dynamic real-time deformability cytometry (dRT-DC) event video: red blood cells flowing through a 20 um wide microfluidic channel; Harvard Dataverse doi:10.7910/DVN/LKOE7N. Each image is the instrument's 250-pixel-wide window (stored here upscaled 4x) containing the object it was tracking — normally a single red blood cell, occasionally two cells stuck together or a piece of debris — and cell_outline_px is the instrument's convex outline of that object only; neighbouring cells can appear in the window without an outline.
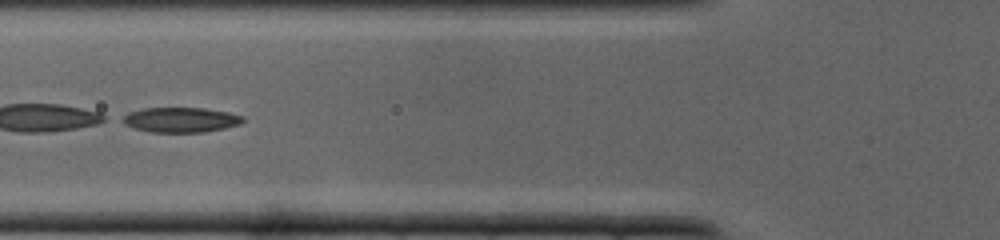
{"species": "common noctule bat (a hibernating species)", "species_latin": "Nyctalus noctula", "temperature_condition": "cold", "stored_images_in_passage": 26, "segment_of_instrument_passage": [2, 2], "camera_frame_rate_fps": 3000, "um_per_image_px": 0.085, "animal": {"sex": "male", "body_mass_g": 19.0, "forearm_length_mm": 50.8}, "frame": {"image": 1, "passage_image": 13, "time_ms": 4.0, "image_size_px": [1000, 240], "cell_outline_px": [[244, 120], [240, 124], [224, 128], [204, 132], [152, 132], [136, 128], [124, 124], [116, 120], [120, 116], [128, 112], [144, 108], [204, 108], [228, 112], [244, 116]], "centroid_in_image_um": [15.3, 10.18], "position_along_channel_um": 110.5, "area_um2": 17.69}}
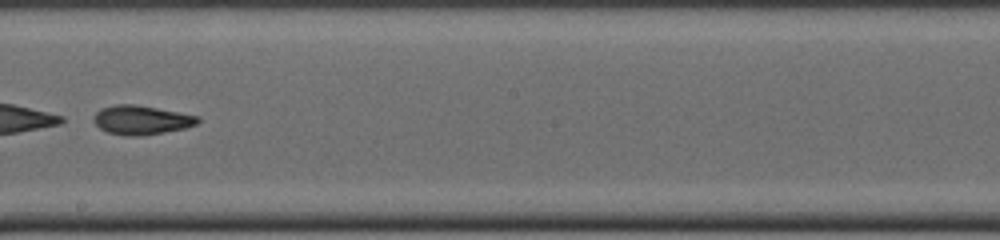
{"frame": {"image": 2, "passage_image": 20, "time_ms": 6.333, "image_size_px": [1000, 240], "cell_outline_px": [[200, 120], [196, 124], [184, 128], [164, 132], [140, 136], [128, 136], [108, 132], [100, 128], [96, 124], [92, 116], [100, 108], [116, 104], [132, 104], [156, 108], [200, 116]], "centroid_in_image_um": [12.0, 10.19], "position_along_channel_um": 236.2, "area_um2": 17.51}}